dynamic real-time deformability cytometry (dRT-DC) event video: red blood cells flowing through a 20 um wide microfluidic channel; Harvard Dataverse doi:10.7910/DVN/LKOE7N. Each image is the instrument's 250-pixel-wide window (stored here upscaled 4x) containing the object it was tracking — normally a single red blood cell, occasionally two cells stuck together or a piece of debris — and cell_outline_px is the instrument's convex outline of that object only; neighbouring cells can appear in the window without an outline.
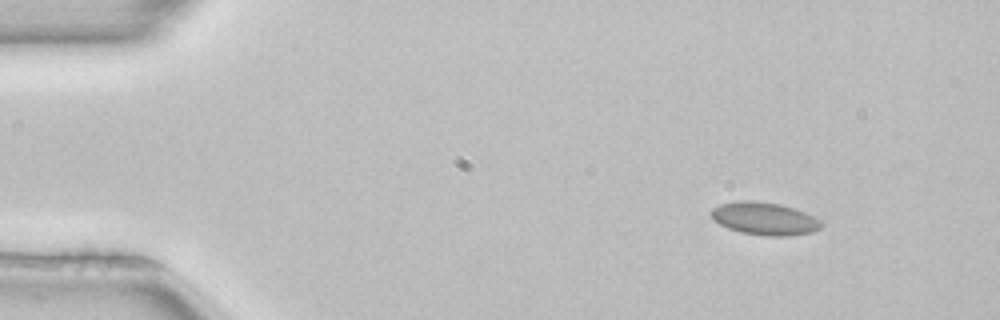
{"species": "common noctule bat (a hibernating species)", "species_latin": "Nyctalus noctula", "temperature_condition": "room temperature", "stored_images_in_passage": 3, "camera_frame_rate_fps": 3000, "um_per_image_px": 0.085, "animal": {"sex": "female", "body_mass_g": 22.7, "forearm_length_mm": 54.2}, "frame": {"image": 1, "passage_image": 1, "time_ms": 0.0, "image_size_px": [1000, 320], "cell_outline_px": [[824, 224], [820, 228], [812, 232], [788, 236], [768, 236], [740, 232], [728, 228], [712, 220], [708, 212], [712, 208], [720, 204], [736, 200], [752, 200], [780, 204], [804, 212], [820, 220]], "centroid_in_image_um": [64.93, 18.57], "position_along_channel_um": 20.1, "area_um2": 21.15}}
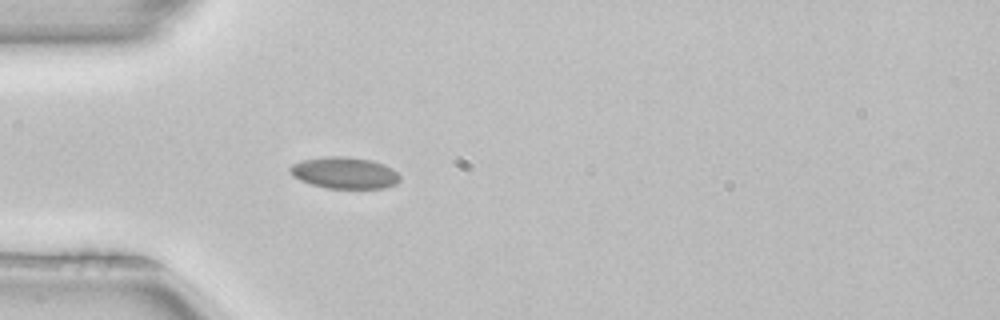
{"frame": {"image": 2, "passage_image": 3, "time_ms": 0.667, "image_size_px": [1000, 320], "cell_outline_px": [[400, 180], [396, 184], [384, 188], [328, 188], [312, 184], [300, 180], [292, 176], [288, 172], [288, 168], [292, 164], [300, 160], [324, 156], [348, 156], [372, 160], [384, 164], [392, 168], [400, 176]], "centroid_in_image_um": [29.26, 14.68], "position_along_channel_um": 55.7, "area_um2": 20.46}}